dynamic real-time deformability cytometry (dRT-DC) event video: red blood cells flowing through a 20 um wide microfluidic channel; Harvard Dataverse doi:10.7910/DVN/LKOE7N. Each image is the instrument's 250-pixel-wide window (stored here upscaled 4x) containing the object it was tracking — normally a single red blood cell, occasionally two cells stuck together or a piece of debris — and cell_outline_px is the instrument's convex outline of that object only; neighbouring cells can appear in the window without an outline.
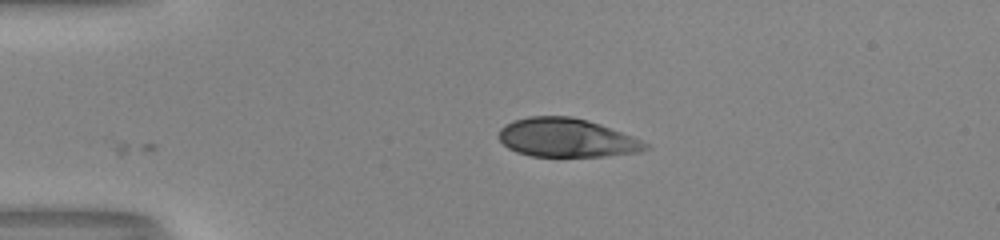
{"species": "human", "species_latin": "Homo sapiens", "temperature_condition": "room temperature", "stored_images_in_passage": 34, "camera_frame_rate_fps": 3000, "um_per_image_px": 0.085, "donor": {"sex": "male"}, "frame": {"image": 1, "passage_image": 1, "time_ms": 0.0, "image_size_px": [1000, 240], "cell_outline_px": [[652, 148], [640, 152], [604, 156], [532, 156], [516, 152], [508, 148], [496, 136], [500, 128], [504, 124], [512, 120], [528, 116], [572, 116], [588, 120], [600, 124], [632, 136], [652, 144]], "centroid_in_image_um": [48.17, 11.71], "position_along_channel_um": 36.8, "area_um2": 33.47}}
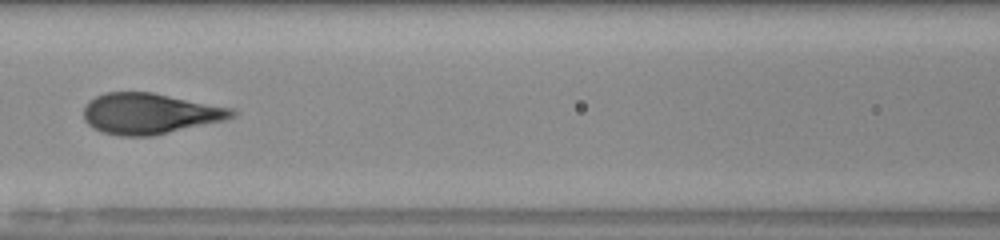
{"frame": {"image": 2, "passage_image": 13, "time_ms": 4.0, "image_size_px": [1000, 240], "cell_outline_px": [[240, 112], [236, 116], [224, 120], [152, 136], [120, 136], [104, 132], [92, 128], [84, 120], [84, 108], [96, 96], [104, 92], [152, 92], [232, 108]], "centroid_in_image_um": [12.75, 9.65], "position_along_channel_um": 153.9, "area_um2": 35.14}}
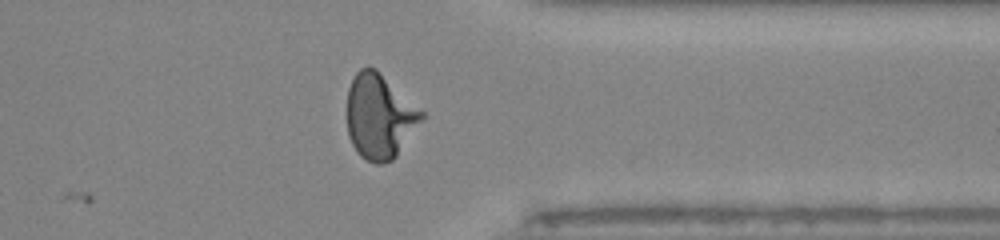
{"frame": {"image": 3, "passage_image": 30, "time_ms": 9.667, "image_size_px": [1000, 240], "cell_outline_px": [[424, 120], [396, 156], [392, 160], [384, 164], [376, 164], [360, 156], [356, 152], [348, 136], [348, 88], [356, 72], [360, 68], [368, 64], [376, 68], [424, 112]], "centroid_in_image_um": [32.27, 9.89], "position_along_channel_um": 379.1, "area_um2": 37.11}, "authors_computed_cell_mechanics": {"area_um2": 35.1135, "velocity_mm_per_s": 4.0647, "shape_relaxation_time_tau1_ms": 4.4331, "shape_relaxation_time_tau2_ms": null, "deformation_change_tau1": 0.2239, "deformation_change_tau2": null}}